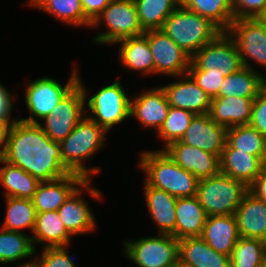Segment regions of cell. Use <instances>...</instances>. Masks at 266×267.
Here are the masks:
<instances>
[{
	"instance_id": "42",
	"label": "cell",
	"mask_w": 266,
	"mask_h": 267,
	"mask_svg": "<svg viewBox=\"0 0 266 267\" xmlns=\"http://www.w3.org/2000/svg\"><path fill=\"white\" fill-rule=\"evenodd\" d=\"M249 125L257 129L266 139V86L253 101Z\"/></svg>"
},
{
	"instance_id": "19",
	"label": "cell",
	"mask_w": 266,
	"mask_h": 267,
	"mask_svg": "<svg viewBox=\"0 0 266 267\" xmlns=\"http://www.w3.org/2000/svg\"><path fill=\"white\" fill-rule=\"evenodd\" d=\"M85 181V178L77 173L50 182H40L33 195L32 203L36 213L57 211L70 196V194Z\"/></svg>"
},
{
	"instance_id": "49",
	"label": "cell",
	"mask_w": 266,
	"mask_h": 267,
	"mask_svg": "<svg viewBox=\"0 0 266 267\" xmlns=\"http://www.w3.org/2000/svg\"><path fill=\"white\" fill-rule=\"evenodd\" d=\"M190 0H177L179 6H185Z\"/></svg>"
},
{
	"instance_id": "25",
	"label": "cell",
	"mask_w": 266,
	"mask_h": 267,
	"mask_svg": "<svg viewBox=\"0 0 266 267\" xmlns=\"http://www.w3.org/2000/svg\"><path fill=\"white\" fill-rule=\"evenodd\" d=\"M255 98L214 97L211 100L210 118L227 128L238 125H249L252 104Z\"/></svg>"
},
{
	"instance_id": "43",
	"label": "cell",
	"mask_w": 266,
	"mask_h": 267,
	"mask_svg": "<svg viewBox=\"0 0 266 267\" xmlns=\"http://www.w3.org/2000/svg\"><path fill=\"white\" fill-rule=\"evenodd\" d=\"M10 93L11 92L0 82V120L6 121L11 126L18 119L11 118L14 105L13 101L16 99Z\"/></svg>"
},
{
	"instance_id": "38",
	"label": "cell",
	"mask_w": 266,
	"mask_h": 267,
	"mask_svg": "<svg viewBox=\"0 0 266 267\" xmlns=\"http://www.w3.org/2000/svg\"><path fill=\"white\" fill-rule=\"evenodd\" d=\"M194 116L195 114L190 111L170 106L167 118L157 132V136L164 141L161 150L173 141L181 140Z\"/></svg>"
},
{
	"instance_id": "45",
	"label": "cell",
	"mask_w": 266,
	"mask_h": 267,
	"mask_svg": "<svg viewBox=\"0 0 266 267\" xmlns=\"http://www.w3.org/2000/svg\"><path fill=\"white\" fill-rule=\"evenodd\" d=\"M248 191L256 198L266 202V168L255 178Z\"/></svg>"
},
{
	"instance_id": "33",
	"label": "cell",
	"mask_w": 266,
	"mask_h": 267,
	"mask_svg": "<svg viewBox=\"0 0 266 267\" xmlns=\"http://www.w3.org/2000/svg\"><path fill=\"white\" fill-rule=\"evenodd\" d=\"M227 143L234 149L260 157L266 163V139L254 127L250 125L229 127Z\"/></svg>"
},
{
	"instance_id": "44",
	"label": "cell",
	"mask_w": 266,
	"mask_h": 267,
	"mask_svg": "<svg viewBox=\"0 0 266 267\" xmlns=\"http://www.w3.org/2000/svg\"><path fill=\"white\" fill-rule=\"evenodd\" d=\"M85 17L92 23L112 0H80Z\"/></svg>"
},
{
	"instance_id": "24",
	"label": "cell",
	"mask_w": 266,
	"mask_h": 267,
	"mask_svg": "<svg viewBox=\"0 0 266 267\" xmlns=\"http://www.w3.org/2000/svg\"><path fill=\"white\" fill-rule=\"evenodd\" d=\"M234 215L240 237L262 240L266 233V202L248 191Z\"/></svg>"
},
{
	"instance_id": "14",
	"label": "cell",
	"mask_w": 266,
	"mask_h": 267,
	"mask_svg": "<svg viewBox=\"0 0 266 267\" xmlns=\"http://www.w3.org/2000/svg\"><path fill=\"white\" fill-rule=\"evenodd\" d=\"M143 35L149 42L155 65V74L172 77L187 74L191 57L162 29L145 31Z\"/></svg>"
},
{
	"instance_id": "28",
	"label": "cell",
	"mask_w": 266,
	"mask_h": 267,
	"mask_svg": "<svg viewBox=\"0 0 266 267\" xmlns=\"http://www.w3.org/2000/svg\"><path fill=\"white\" fill-rule=\"evenodd\" d=\"M175 238L200 237L207 218L197 196L177 198Z\"/></svg>"
},
{
	"instance_id": "29",
	"label": "cell",
	"mask_w": 266,
	"mask_h": 267,
	"mask_svg": "<svg viewBox=\"0 0 266 267\" xmlns=\"http://www.w3.org/2000/svg\"><path fill=\"white\" fill-rule=\"evenodd\" d=\"M266 86V76L255 68L242 67L239 71L227 75L216 97L256 98Z\"/></svg>"
},
{
	"instance_id": "41",
	"label": "cell",
	"mask_w": 266,
	"mask_h": 267,
	"mask_svg": "<svg viewBox=\"0 0 266 267\" xmlns=\"http://www.w3.org/2000/svg\"><path fill=\"white\" fill-rule=\"evenodd\" d=\"M266 7V0H232L234 20L258 18Z\"/></svg>"
},
{
	"instance_id": "18",
	"label": "cell",
	"mask_w": 266,
	"mask_h": 267,
	"mask_svg": "<svg viewBox=\"0 0 266 267\" xmlns=\"http://www.w3.org/2000/svg\"><path fill=\"white\" fill-rule=\"evenodd\" d=\"M176 82L162 86L168 104L171 107L185 109L197 114H207L211 107V98L188 75L178 76Z\"/></svg>"
},
{
	"instance_id": "26",
	"label": "cell",
	"mask_w": 266,
	"mask_h": 267,
	"mask_svg": "<svg viewBox=\"0 0 266 267\" xmlns=\"http://www.w3.org/2000/svg\"><path fill=\"white\" fill-rule=\"evenodd\" d=\"M116 43L120 45L118 59L124 68L143 75H155L153 56L148 39L144 35L124 38Z\"/></svg>"
},
{
	"instance_id": "11",
	"label": "cell",
	"mask_w": 266,
	"mask_h": 267,
	"mask_svg": "<svg viewBox=\"0 0 266 267\" xmlns=\"http://www.w3.org/2000/svg\"><path fill=\"white\" fill-rule=\"evenodd\" d=\"M234 40L241 56L243 67L254 70L251 59L266 69V25L258 18L236 19L226 31ZM261 65V66H260ZM253 66V67H252Z\"/></svg>"
},
{
	"instance_id": "46",
	"label": "cell",
	"mask_w": 266,
	"mask_h": 267,
	"mask_svg": "<svg viewBox=\"0 0 266 267\" xmlns=\"http://www.w3.org/2000/svg\"><path fill=\"white\" fill-rule=\"evenodd\" d=\"M9 127L10 125L6 121L0 120V156L2 155L5 148L6 136Z\"/></svg>"
},
{
	"instance_id": "13",
	"label": "cell",
	"mask_w": 266,
	"mask_h": 267,
	"mask_svg": "<svg viewBox=\"0 0 266 267\" xmlns=\"http://www.w3.org/2000/svg\"><path fill=\"white\" fill-rule=\"evenodd\" d=\"M91 180L92 179H85L57 210L60 219L72 237L75 235H83L91 231L93 232L97 228V221L92 209L85 198H83L82 193L87 191L91 198L97 200L102 198L103 193L98 188L91 186Z\"/></svg>"
},
{
	"instance_id": "40",
	"label": "cell",
	"mask_w": 266,
	"mask_h": 267,
	"mask_svg": "<svg viewBox=\"0 0 266 267\" xmlns=\"http://www.w3.org/2000/svg\"><path fill=\"white\" fill-rule=\"evenodd\" d=\"M42 249V253L35 256L34 264L37 267H77L66 247Z\"/></svg>"
},
{
	"instance_id": "1",
	"label": "cell",
	"mask_w": 266,
	"mask_h": 267,
	"mask_svg": "<svg viewBox=\"0 0 266 267\" xmlns=\"http://www.w3.org/2000/svg\"><path fill=\"white\" fill-rule=\"evenodd\" d=\"M1 157L39 182L54 181L70 174L63 165L60 143L51 140L39 124L20 119L8 129Z\"/></svg>"
},
{
	"instance_id": "10",
	"label": "cell",
	"mask_w": 266,
	"mask_h": 267,
	"mask_svg": "<svg viewBox=\"0 0 266 267\" xmlns=\"http://www.w3.org/2000/svg\"><path fill=\"white\" fill-rule=\"evenodd\" d=\"M243 67L239 50L227 32H221L191 57L188 70L221 69L226 77Z\"/></svg>"
},
{
	"instance_id": "3",
	"label": "cell",
	"mask_w": 266,
	"mask_h": 267,
	"mask_svg": "<svg viewBox=\"0 0 266 267\" xmlns=\"http://www.w3.org/2000/svg\"><path fill=\"white\" fill-rule=\"evenodd\" d=\"M108 132L86 115L78 122L73 131L60 142L63 165L70 173L92 179L101 167H86V160L100 151L105 145Z\"/></svg>"
},
{
	"instance_id": "39",
	"label": "cell",
	"mask_w": 266,
	"mask_h": 267,
	"mask_svg": "<svg viewBox=\"0 0 266 267\" xmlns=\"http://www.w3.org/2000/svg\"><path fill=\"white\" fill-rule=\"evenodd\" d=\"M187 74L194 82L212 99L219 93L220 87L225 80L221 69L188 70Z\"/></svg>"
},
{
	"instance_id": "7",
	"label": "cell",
	"mask_w": 266,
	"mask_h": 267,
	"mask_svg": "<svg viewBox=\"0 0 266 267\" xmlns=\"http://www.w3.org/2000/svg\"><path fill=\"white\" fill-rule=\"evenodd\" d=\"M100 24L107 28L93 39V43L100 45L116 44L121 39L144 34L134 0H112L90 27L98 29Z\"/></svg>"
},
{
	"instance_id": "27",
	"label": "cell",
	"mask_w": 266,
	"mask_h": 267,
	"mask_svg": "<svg viewBox=\"0 0 266 267\" xmlns=\"http://www.w3.org/2000/svg\"><path fill=\"white\" fill-rule=\"evenodd\" d=\"M32 234V242L35 248H37L35 245L42 243L43 248L67 247L72 238L57 211L36 213Z\"/></svg>"
},
{
	"instance_id": "22",
	"label": "cell",
	"mask_w": 266,
	"mask_h": 267,
	"mask_svg": "<svg viewBox=\"0 0 266 267\" xmlns=\"http://www.w3.org/2000/svg\"><path fill=\"white\" fill-rule=\"evenodd\" d=\"M144 196L150 218L156 224L159 234H169L175 237L177 197L152 187L145 181Z\"/></svg>"
},
{
	"instance_id": "5",
	"label": "cell",
	"mask_w": 266,
	"mask_h": 267,
	"mask_svg": "<svg viewBox=\"0 0 266 267\" xmlns=\"http://www.w3.org/2000/svg\"><path fill=\"white\" fill-rule=\"evenodd\" d=\"M78 76V84L85 96V115L87 117L107 132L130 117V98L125 93L120 79H116L113 83L100 88L89 98L88 90L83 85L84 82L80 75ZM87 109L91 114H87Z\"/></svg>"
},
{
	"instance_id": "8",
	"label": "cell",
	"mask_w": 266,
	"mask_h": 267,
	"mask_svg": "<svg viewBox=\"0 0 266 267\" xmlns=\"http://www.w3.org/2000/svg\"><path fill=\"white\" fill-rule=\"evenodd\" d=\"M73 69L65 85L50 77L37 78L28 83L25 90V106L30 116L20 120L39 124L78 84L79 72ZM40 120V121H38Z\"/></svg>"
},
{
	"instance_id": "6",
	"label": "cell",
	"mask_w": 266,
	"mask_h": 267,
	"mask_svg": "<svg viewBox=\"0 0 266 267\" xmlns=\"http://www.w3.org/2000/svg\"><path fill=\"white\" fill-rule=\"evenodd\" d=\"M247 192L243 182L219 172L199 180L196 196L207 216L233 215Z\"/></svg>"
},
{
	"instance_id": "51",
	"label": "cell",
	"mask_w": 266,
	"mask_h": 267,
	"mask_svg": "<svg viewBox=\"0 0 266 267\" xmlns=\"http://www.w3.org/2000/svg\"><path fill=\"white\" fill-rule=\"evenodd\" d=\"M262 267H266V257H265V259H264V262H263V264H262Z\"/></svg>"
},
{
	"instance_id": "48",
	"label": "cell",
	"mask_w": 266,
	"mask_h": 267,
	"mask_svg": "<svg viewBox=\"0 0 266 267\" xmlns=\"http://www.w3.org/2000/svg\"><path fill=\"white\" fill-rule=\"evenodd\" d=\"M258 19L266 25V7L264 9V11L262 12V14L258 17Z\"/></svg>"
},
{
	"instance_id": "35",
	"label": "cell",
	"mask_w": 266,
	"mask_h": 267,
	"mask_svg": "<svg viewBox=\"0 0 266 267\" xmlns=\"http://www.w3.org/2000/svg\"><path fill=\"white\" fill-rule=\"evenodd\" d=\"M142 30L161 29L166 18L179 6L177 0H134Z\"/></svg>"
},
{
	"instance_id": "15",
	"label": "cell",
	"mask_w": 266,
	"mask_h": 267,
	"mask_svg": "<svg viewBox=\"0 0 266 267\" xmlns=\"http://www.w3.org/2000/svg\"><path fill=\"white\" fill-rule=\"evenodd\" d=\"M227 127L217 124L209 113L195 115L189 124L183 143L216 155L219 159L227 142Z\"/></svg>"
},
{
	"instance_id": "37",
	"label": "cell",
	"mask_w": 266,
	"mask_h": 267,
	"mask_svg": "<svg viewBox=\"0 0 266 267\" xmlns=\"http://www.w3.org/2000/svg\"><path fill=\"white\" fill-rule=\"evenodd\" d=\"M265 257L260 239L240 237L230 256V267H262Z\"/></svg>"
},
{
	"instance_id": "23",
	"label": "cell",
	"mask_w": 266,
	"mask_h": 267,
	"mask_svg": "<svg viewBox=\"0 0 266 267\" xmlns=\"http://www.w3.org/2000/svg\"><path fill=\"white\" fill-rule=\"evenodd\" d=\"M182 267H230V256L216 252L201 237L179 239Z\"/></svg>"
},
{
	"instance_id": "4",
	"label": "cell",
	"mask_w": 266,
	"mask_h": 267,
	"mask_svg": "<svg viewBox=\"0 0 266 267\" xmlns=\"http://www.w3.org/2000/svg\"><path fill=\"white\" fill-rule=\"evenodd\" d=\"M190 57L222 31L209 19L178 6L161 28Z\"/></svg>"
},
{
	"instance_id": "30",
	"label": "cell",
	"mask_w": 266,
	"mask_h": 267,
	"mask_svg": "<svg viewBox=\"0 0 266 267\" xmlns=\"http://www.w3.org/2000/svg\"><path fill=\"white\" fill-rule=\"evenodd\" d=\"M0 164V183L5 197L31 200L40 182L19 166L6 162L1 156Z\"/></svg>"
},
{
	"instance_id": "16",
	"label": "cell",
	"mask_w": 266,
	"mask_h": 267,
	"mask_svg": "<svg viewBox=\"0 0 266 267\" xmlns=\"http://www.w3.org/2000/svg\"><path fill=\"white\" fill-rule=\"evenodd\" d=\"M163 150L176 164L199 180L220 172V161L216 155L192 147L181 140L173 141Z\"/></svg>"
},
{
	"instance_id": "34",
	"label": "cell",
	"mask_w": 266,
	"mask_h": 267,
	"mask_svg": "<svg viewBox=\"0 0 266 267\" xmlns=\"http://www.w3.org/2000/svg\"><path fill=\"white\" fill-rule=\"evenodd\" d=\"M6 216L1 228L22 232V229H30L33 232L36 220V210L30 199L5 197Z\"/></svg>"
},
{
	"instance_id": "21",
	"label": "cell",
	"mask_w": 266,
	"mask_h": 267,
	"mask_svg": "<svg viewBox=\"0 0 266 267\" xmlns=\"http://www.w3.org/2000/svg\"><path fill=\"white\" fill-rule=\"evenodd\" d=\"M200 237L216 252L231 256L240 238L235 215L207 216Z\"/></svg>"
},
{
	"instance_id": "47",
	"label": "cell",
	"mask_w": 266,
	"mask_h": 267,
	"mask_svg": "<svg viewBox=\"0 0 266 267\" xmlns=\"http://www.w3.org/2000/svg\"><path fill=\"white\" fill-rule=\"evenodd\" d=\"M35 258H33L32 261H29V262H25V263H22V264H19L17 265V267H37L35 264Z\"/></svg>"
},
{
	"instance_id": "12",
	"label": "cell",
	"mask_w": 266,
	"mask_h": 267,
	"mask_svg": "<svg viewBox=\"0 0 266 267\" xmlns=\"http://www.w3.org/2000/svg\"><path fill=\"white\" fill-rule=\"evenodd\" d=\"M84 116L85 96L77 84L39 125L51 140L60 143Z\"/></svg>"
},
{
	"instance_id": "31",
	"label": "cell",
	"mask_w": 266,
	"mask_h": 267,
	"mask_svg": "<svg viewBox=\"0 0 266 267\" xmlns=\"http://www.w3.org/2000/svg\"><path fill=\"white\" fill-rule=\"evenodd\" d=\"M26 5L43 10L65 25L91 26V22L85 17L80 0H28Z\"/></svg>"
},
{
	"instance_id": "2",
	"label": "cell",
	"mask_w": 266,
	"mask_h": 267,
	"mask_svg": "<svg viewBox=\"0 0 266 267\" xmlns=\"http://www.w3.org/2000/svg\"><path fill=\"white\" fill-rule=\"evenodd\" d=\"M144 181L157 189L181 198L197 194L199 179L176 164L164 150H146L139 157Z\"/></svg>"
},
{
	"instance_id": "50",
	"label": "cell",
	"mask_w": 266,
	"mask_h": 267,
	"mask_svg": "<svg viewBox=\"0 0 266 267\" xmlns=\"http://www.w3.org/2000/svg\"><path fill=\"white\" fill-rule=\"evenodd\" d=\"M262 243H263V247H264V251H265V256H266V233L264 235V237L262 238Z\"/></svg>"
},
{
	"instance_id": "32",
	"label": "cell",
	"mask_w": 266,
	"mask_h": 267,
	"mask_svg": "<svg viewBox=\"0 0 266 267\" xmlns=\"http://www.w3.org/2000/svg\"><path fill=\"white\" fill-rule=\"evenodd\" d=\"M36 251L31 236L0 227V264H12L32 256L35 258Z\"/></svg>"
},
{
	"instance_id": "20",
	"label": "cell",
	"mask_w": 266,
	"mask_h": 267,
	"mask_svg": "<svg viewBox=\"0 0 266 267\" xmlns=\"http://www.w3.org/2000/svg\"><path fill=\"white\" fill-rule=\"evenodd\" d=\"M220 172L249 187L266 168L258 156L232 148L227 142L220 156Z\"/></svg>"
},
{
	"instance_id": "9",
	"label": "cell",
	"mask_w": 266,
	"mask_h": 267,
	"mask_svg": "<svg viewBox=\"0 0 266 267\" xmlns=\"http://www.w3.org/2000/svg\"><path fill=\"white\" fill-rule=\"evenodd\" d=\"M123 253L138 267H174L179 264V240L169 234L125 240Z\"/></svg>"
},
{
	"instance_id": "52",
	"label": "cell",
	"mask_w": 266,
	"mask_h": 267,
	"mask_svg": "<svg viewBox=\"0 0 266 267\" xmlns=\"http://www.w3.org/2000/svg\"><path fill=\"white\" fill-rule=\"evenodd\" d=\"M174 267H182L180 264H177L176 266H174Z\"/></svg>"
},
{
	"instance_id": "17",
	"label": "cell",
	"mask_w": 266,
	"mask_h": 267,
	"mask_svg": "<svg viewBox=\"0 0 266 267\" xmlns=\"http://www.w3.org/2000/svg\"><path fill=\"white\" fill-rule=\"evenodd\" d=\"M170 105L162 87L145 89L139 96L130 99V117H134L142 126L152 127L158 132L167 118Z\"/></svg>"
},
{
	"instance_id": "36",
	"label": "cell",
	"mask_w": 266,
	"mask_h": 267,
	"mask_svg": "<svg viewBox=\"0 0 266 267\" xmlns=\"http://www.w3.org/2000/svg\"><path fill=\"white\" fill-rule=\"evenodd\" d=\"M184 7L209 19L222 32H226L234 20L232 0H190Z\"/></svg>"
}]
</instances>
